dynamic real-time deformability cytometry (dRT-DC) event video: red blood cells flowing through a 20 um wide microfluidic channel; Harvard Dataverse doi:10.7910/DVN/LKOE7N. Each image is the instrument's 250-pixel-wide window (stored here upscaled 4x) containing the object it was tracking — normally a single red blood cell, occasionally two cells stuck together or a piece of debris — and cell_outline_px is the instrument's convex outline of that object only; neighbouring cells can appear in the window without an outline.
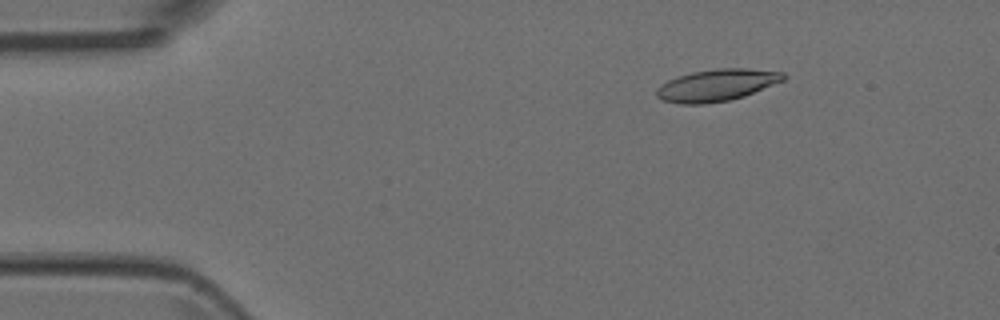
{"species": "Egyptian fruit bat (a non-hibernating species)", "species_latin": "Rousettus aegyptiacus", "temperature_condition": "room temperature", "stored_images_in_passage": 4, "camera_frame_rate_fps": 3000, "um_per_image_px": 0.085, "animal": {"sex": "female"}, "frame": {"image": 1, "passage_image": 3, "time_ms": 0.667, "image_size_px": [1000, 320], "cell_outline_px": [[788, 76], [784, 80], [744, 96], [728, 100], [704, 104], [680, 104], [660, 100], [656, 96], [656, 88], [660, 84], [676, 76], [692, 72], [716, 68], [748, 68], [784, 72]], "centroid_in_image_um": [60.89, 7.23], "position_along_channel_um": 24.1, "area_um2": 23.81}}